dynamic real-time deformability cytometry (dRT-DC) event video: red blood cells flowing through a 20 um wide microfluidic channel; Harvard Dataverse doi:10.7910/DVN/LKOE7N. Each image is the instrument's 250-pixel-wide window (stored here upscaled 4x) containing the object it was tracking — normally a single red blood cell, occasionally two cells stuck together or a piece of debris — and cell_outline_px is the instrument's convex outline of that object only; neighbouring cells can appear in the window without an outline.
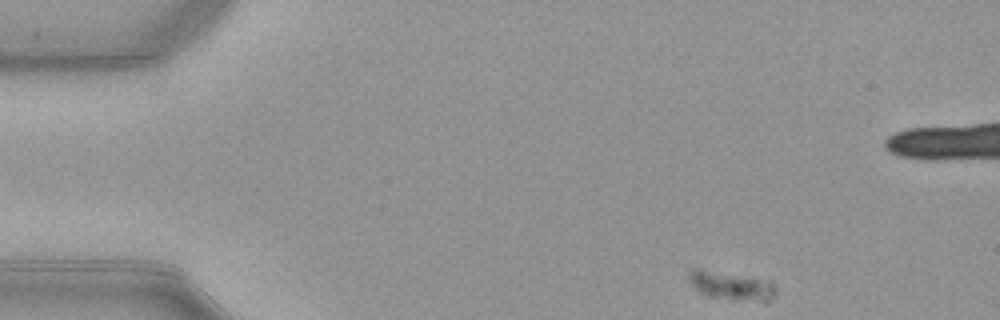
{"species": "common noctule bat (a hibernating species)", "species_latin": "Nyctalus noctula", "temperature_condition": "warm", "stored_images_in_passage": 48, "camera_frame_rate_fps": 3000, "um_per_image_px": 0.085, "animal": {"sex": "female", "body_mass_g": 21.9}, "frame": {"image": 1, "passage_image": 1, "time_ms": 0.0, "image_size_px": [1000, 320], "cell_outline_px": [[776, 292], [768, 300], [760, 300], [708, 296], [700, 292], [688, 280], [688, 272], [692, 268], [700, 268], [772, 280], [776, 288]], "centroid_in_image_um": [62.13, 24.22], "position_along_channel_um": 22.9, "area_um2": 14.16}}
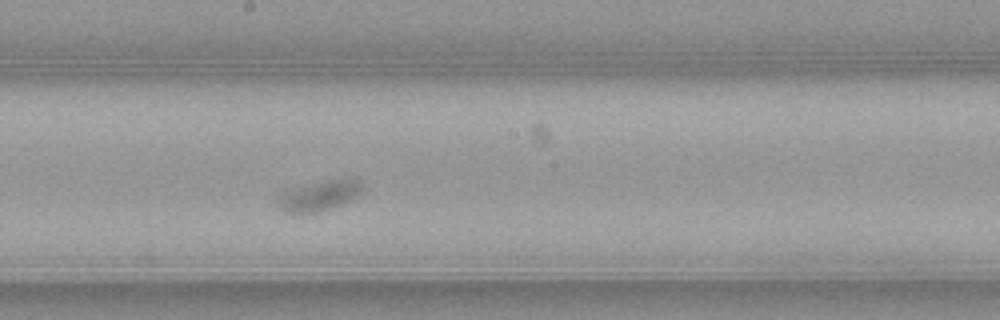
{"frame": {"image": 2, "passage_image": 23, "time_ms": 7.333, "image_size_px": [1000, 320], "cell_outline_px": [[360, 196], [340, 204], [316, 212], [284, 212], [276, 208], [276, 196], [288, 188], [328, 180], [360, 180]], "centroid_in_image_um": [27.0, 16.65], "position_along_channel_um": 221.2, "area_um2": 14.68}}
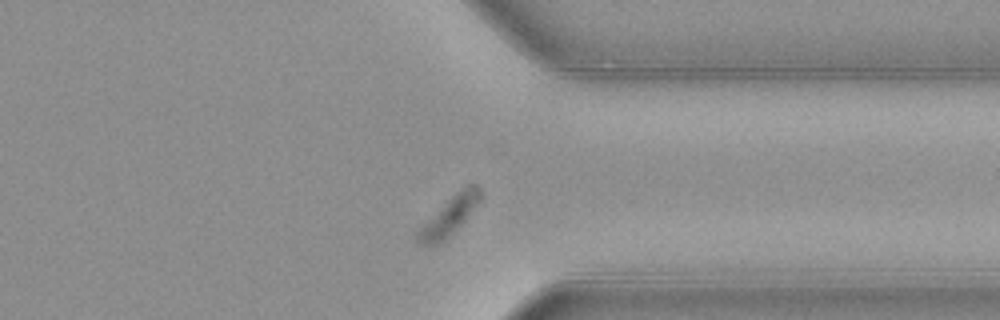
{"frame": {"image": 3, "passage_image": 35, "time_ms": 11.333, "image_size_px": [1000, 320], "cell_outline_px": [[480, 200], [464, 220], [444, 240], [436, 244], [420, 244], [416, 240], [416, 232], [464, 184], [476, 184], [480, 188]], "centroid_in_image_um": [38.21, 18.32], "position_along_channel_um": 373.2, "area_um2": 13.24}, "authors_computed_cell_mechanics": {"area_um2": 14.2766, "velocity_mm_per_s": 3.8707, "shape_relaxation_time_tau1_ms": 1.7725, "shape_relaxation_time_tau2_ms": null, "deformation_change_tau1": 0.0761, "deformation_change_tau2": null}}